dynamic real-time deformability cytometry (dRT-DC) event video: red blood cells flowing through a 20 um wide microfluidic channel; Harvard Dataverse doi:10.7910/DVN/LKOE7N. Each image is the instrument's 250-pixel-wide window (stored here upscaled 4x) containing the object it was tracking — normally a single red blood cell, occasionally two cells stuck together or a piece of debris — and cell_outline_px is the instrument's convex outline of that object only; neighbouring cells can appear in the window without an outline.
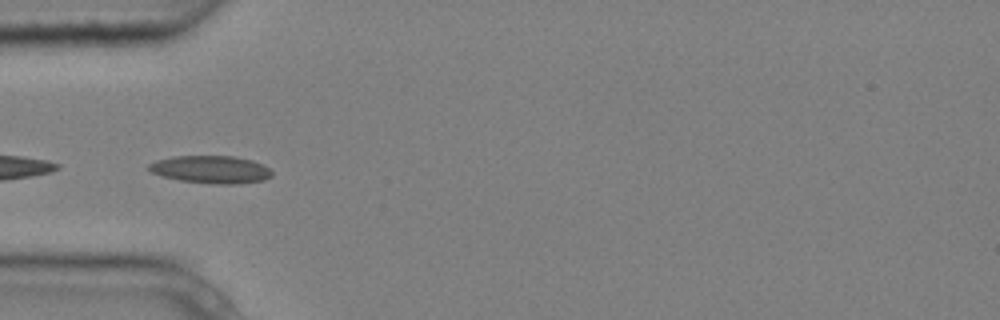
{"species": "common noctule bat (a hibernating species)", "species_latin": "Nyctalus noctula", "temperature_condition": "cold", "stored_images_in_passage": 7, "camera_frame_rate_fps": 3000, "um_per_image_px": 0.085, "animal": {"sex": "male", "body_mass_g": 20.4}, "frame": {"image": 1, "passage_image": 5, "time_ms": 1.333, "image_size_px": [1000, 320], "cell_outline_px": [[272, 176], [264, 180], [240, 184], [216, 184], [180, 180], [160, 176], [152, 172], [148, 168], [148, 164], [156, 160], [172, 156], [232, 156], [252, 160], [264, 164], [272, 172]], "centroid_in_image_um": [17.93, 14.4], "position_along_channel_um": 67.1, "area_um2": 19.94}}
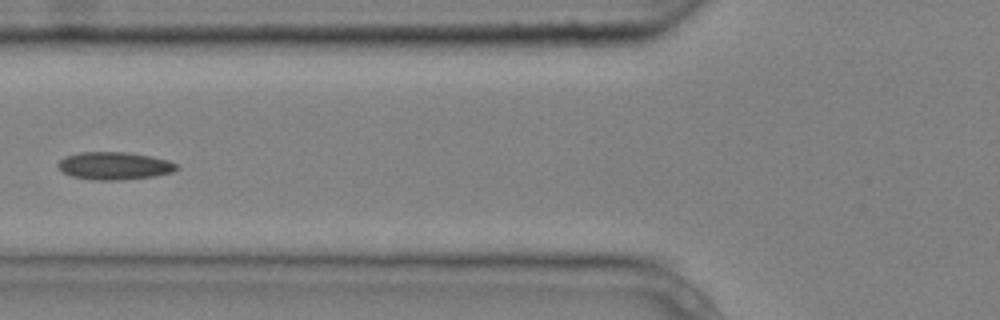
{"frame": {"image": 2, "passage_image": 6, "time_ms": 1.667, "image_size_px": [1000, 320], "cell_outline_px": [[180, 168], [172, 172], [156, 176], [120, 180], [96, 180], [72, 176], [64, 172], [56, 164], [64, 156], [80, 152], [124, 152], [148, 156], [168, 160], [176, 164]], "centroid_in_image_um": [9.72, 14.09], "position_along_channel_um": 116.1, "area_um2": 19.02}}
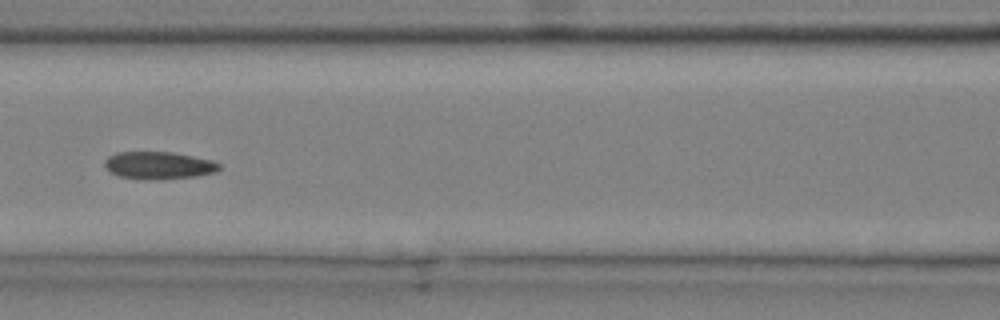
{"frame": {"image": 3, "passage_image": 7, "time_ms": 2.0, "image_size_px": [1000, 320], "cell_outline_px": [[220, 168], [216, 172], [196, 176], [156, 180], [120, 176], [104, 168], [104, 160], [108, 156], [116, 152], [172, 152], [212, 160], [220, 164]], "centroid_in_image_um": [13.48, 14.05], "position_along_channel_um": 153.1, "area_um2": 18.26}}